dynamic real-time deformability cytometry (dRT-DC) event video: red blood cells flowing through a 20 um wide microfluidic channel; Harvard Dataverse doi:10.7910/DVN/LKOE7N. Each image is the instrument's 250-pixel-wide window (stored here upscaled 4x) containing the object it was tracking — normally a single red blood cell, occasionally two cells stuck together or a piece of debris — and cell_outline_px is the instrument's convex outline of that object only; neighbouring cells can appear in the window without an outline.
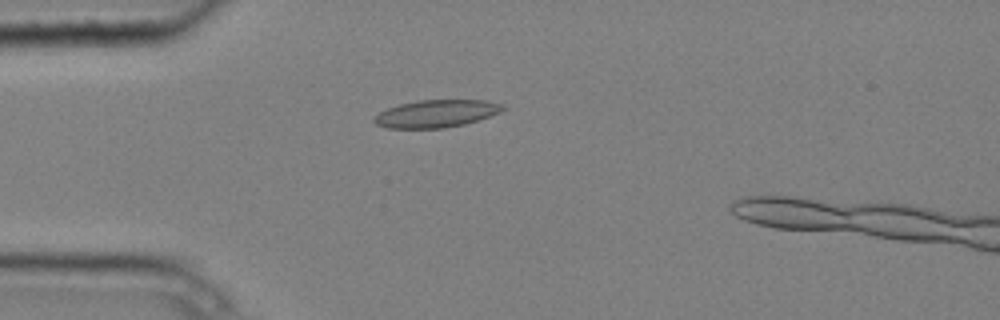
{"species": "common noctule bat (a hibernating species)", "species_latin": "Nyctalus noctula", "temperature_condition": "cold", "stored_images_in_passage": 5, "camera_frame_rate_fps": 3000, "um_per_image_px": 0.085, "animal": {"sex": "male", "body_mass_g": 20.4}, "frame": {"image": 1, "passage_image": 4, "time_ms": 1.0, "image_size_px": [1000, 320], "cell_outline_px": [[508, 108], [500, 112], [464, 124], [444, 128], [388, 128], [376, 124], [372, 120], [380, 112], [388, 108], [400, 104], [416, 100], [484, 100], [504, 104]], "centroid_in_image_um": [37.1, 9.65], "position_along_channel_um": 47.9, "area_um2": 20.52}}